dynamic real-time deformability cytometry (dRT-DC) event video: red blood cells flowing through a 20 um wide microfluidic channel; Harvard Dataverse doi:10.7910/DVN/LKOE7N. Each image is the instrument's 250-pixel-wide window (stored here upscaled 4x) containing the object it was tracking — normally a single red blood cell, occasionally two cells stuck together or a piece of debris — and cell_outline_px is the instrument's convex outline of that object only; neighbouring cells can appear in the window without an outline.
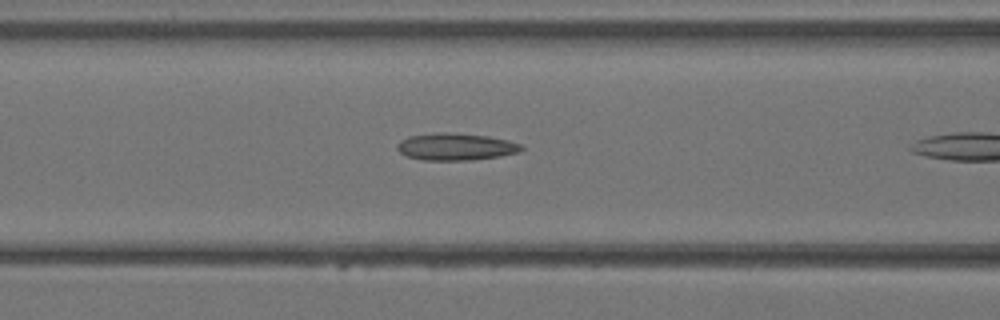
{"species": "Egyptian fruit bat (a non-hibernating species)", "species_latin": "Rousettus aegyptiacus", "temperature_condition": "warm", "stored_images_in_passage": 7, "camera_frame_rate_fps": 3000, "um_per_image_px": 0.085, "animal": {"sex": "female"}, "frame": {"image": 1, "passage_image": 6, "time_ms": 1.667, "image_size_px": [1000, 320], "cell_outline_px": [[524, 148], [520, 152], [500, 156], [472, 160], [424, 160], [408, 156], [400, 152], [396, 148], [396, 144], [400, 140], [408, 136], [488, 136], [508, 140], [520, 144]], "centroid_in_image_um": [38.79, 12.54], "position_along_channel_um": 127.8, "area_um2": 18.38}}